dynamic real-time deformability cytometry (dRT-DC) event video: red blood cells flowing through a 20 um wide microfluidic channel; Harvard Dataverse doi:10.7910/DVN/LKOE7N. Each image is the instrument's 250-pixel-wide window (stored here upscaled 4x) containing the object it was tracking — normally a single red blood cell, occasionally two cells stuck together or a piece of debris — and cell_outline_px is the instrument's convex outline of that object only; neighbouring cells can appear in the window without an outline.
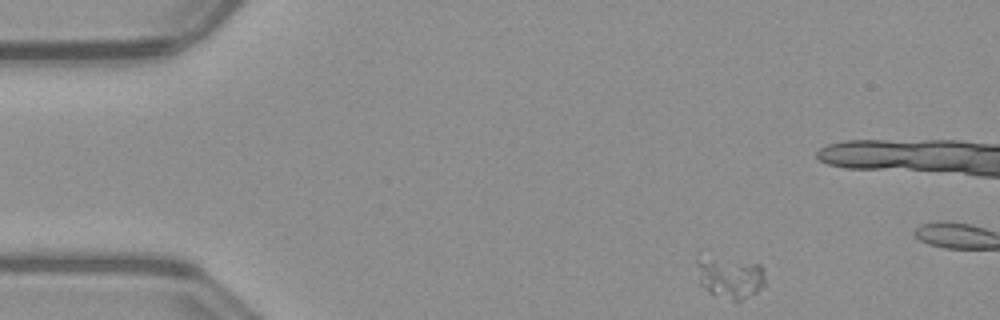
{"species": "common noctule bat (a hibernating species)", "species_latin": "Nyctalus noctula", "temperature_condition": "warm", "stored_images_in_passage": 8, "camera_frame_rate_fps": 3000, "um_per_image_px": 0.085, "animal": {"sex": "male", "body_mass_g": 23.1, "forearm_length_mm": 52.7}, "frame": {"image": 1, "passage_image": 1, "time_ms": 0.0, "image_size_px": [1000, 320], "cell_outline_px": [[764, 284], [756, 292], [740, 300], [736, 300], [708, 292], [700, 284], [696, 264], [696, 252], [760, 264], [764, 268]], "centroid_in_image_um": [61.98, 23.47], "position_along_channel_um": 23.0, "area_um2": 16.99}}